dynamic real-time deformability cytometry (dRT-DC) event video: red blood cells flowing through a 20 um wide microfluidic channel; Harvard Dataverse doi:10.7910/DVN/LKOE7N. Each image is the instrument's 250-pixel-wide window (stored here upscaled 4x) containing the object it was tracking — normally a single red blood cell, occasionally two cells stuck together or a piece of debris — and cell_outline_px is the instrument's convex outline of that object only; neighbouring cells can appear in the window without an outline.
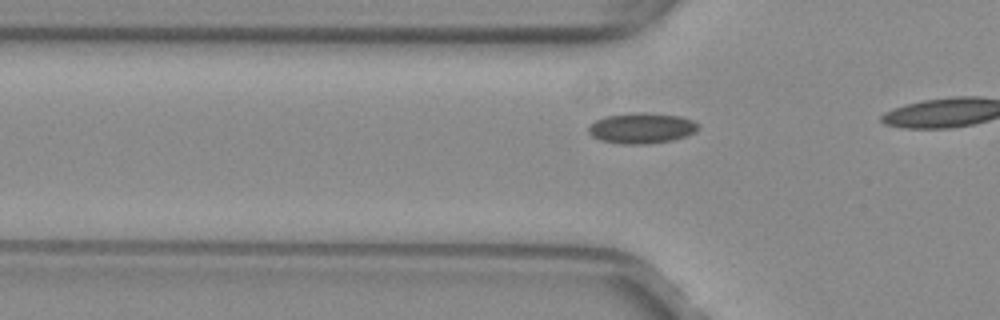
{"species": "common noctule bat (a hibernating species)", "species_latin": "Nyctalus noctula", "temperature_condition": "warm", "stored_images_in_passage": 12, "camera_frame_rate_fps": 3000, "um_per_image_px": 0.085, "animal": {"sex": "female", "body_mass_g": 29.2, "forearm_length_mm": 56.3}, "frame": {"image": 1, "passage_image": 9, "time_ms": 2.667, "image_size_px": [1000, 320], "cell_outline_px": [[700, 128], [696, 132], [672, 140], [648, 144], [620, 144], [600, 140], [592, 136], [588, 132], [588, 124], [604, 116], [636, 112], [648, 112], [680, 116], [692, 120], [700, 124]], "centroid_in_image_um": [54.53, 10.88], "position_along_channel_um": 71.3, "area_um2": 19.88}}